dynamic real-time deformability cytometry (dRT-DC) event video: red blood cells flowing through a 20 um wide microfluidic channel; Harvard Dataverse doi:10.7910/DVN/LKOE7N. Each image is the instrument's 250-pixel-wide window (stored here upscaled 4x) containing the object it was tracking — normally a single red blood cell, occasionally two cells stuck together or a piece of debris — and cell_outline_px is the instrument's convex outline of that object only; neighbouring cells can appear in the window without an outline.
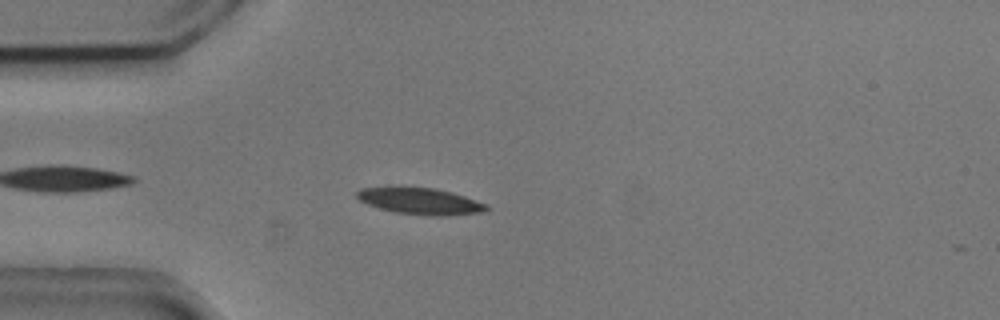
{"species": "common noctule bat (a hibernating species)", "species_latin": "Nyctalus noctula", "temperature_condition": "cold", "stored_images_in_passage": 44, "camera_frame_rate_fps": 3000, "um_per_image_px": 0.085, "animal": {"sex": "male", "body_mass_g": 20.5, "forearm_length_mm": 52.5}, "frame": {"image": 1, "passage_image": 4, "time_ms": 1.0, "image_size_px": [1000, 320], "cell_outline_px": [[488, 208], [484, 212], [444, 216], [432, 216], [396, 212], [380, 208], [368, 204], [360, 200], [356, 196], [356, 192], [360, 188], [436, 188], [452, 192], [488, 204]], "centroid_in_image_um": [35.78, 17.11], "position_along_channel_um": 49.2, "area_um2": 19.65}}
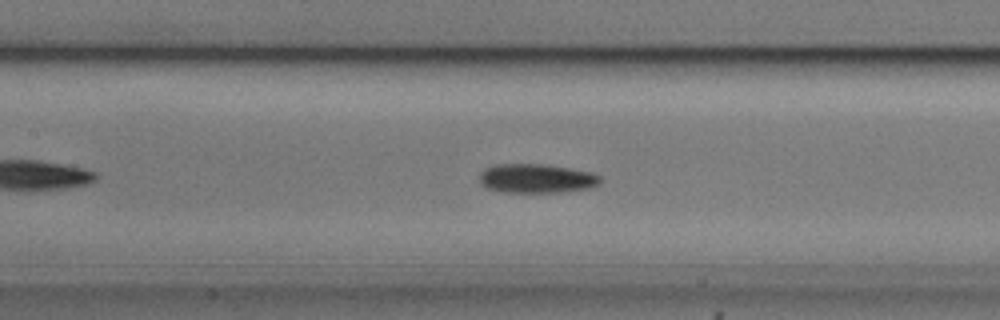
{"frame": {"image": 2, "passage_image": 14, "time_ms": 4.333, "image_size_px": [1000, 320], "cell_outline_px": [[600, 184], [588, 188], [560, 192], [500, 192], [488, 188], [480, 184], [480, 172], [484, 168], [496, 164], [540, 164], [568, 168], [592, 172], [600, 176]], "centroid_in_image_um": [45.57, 15.17], "position_along_channel_um": 161.8, "area_um2": 20.46}}
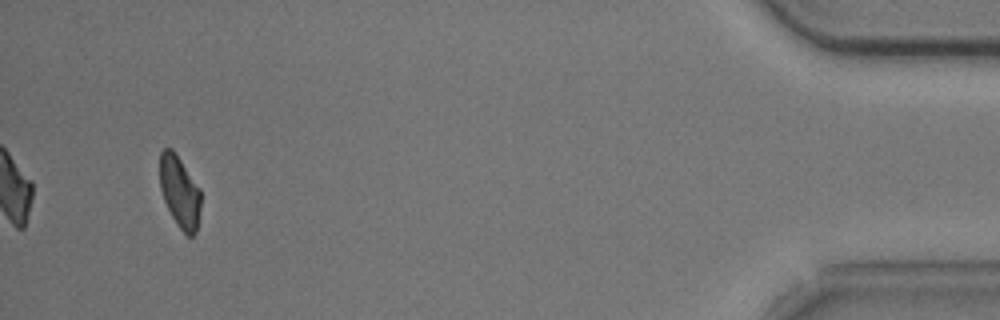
{"frame": {"image": 3, "passage_image": 41, "time_ms": 13.333, "image_size_px": [1000, 320], "cell_outline_px": [[200, 208], [196, 232], [192, 236], [188, 236], [176, 224], [164, 200], [160, 188], [160, 152], [164, 148], [172, 148], [200, 188]], "centroid_in_image_um": [15.27, 16.3], "position_along_channel_um": 419.9, "area_um2": 16.99}, "authors_computed_cell_mechanics": {"area_um2": 19.3341, "velocity_mm_per_s": 3.7071, "shape_relaxation_time_tau1_ms": 2.4023, "shape_relaxation_time_tau2_ms": null, "deformation_change_tau1": 0.1208, "deformation_change_tau2": null}}